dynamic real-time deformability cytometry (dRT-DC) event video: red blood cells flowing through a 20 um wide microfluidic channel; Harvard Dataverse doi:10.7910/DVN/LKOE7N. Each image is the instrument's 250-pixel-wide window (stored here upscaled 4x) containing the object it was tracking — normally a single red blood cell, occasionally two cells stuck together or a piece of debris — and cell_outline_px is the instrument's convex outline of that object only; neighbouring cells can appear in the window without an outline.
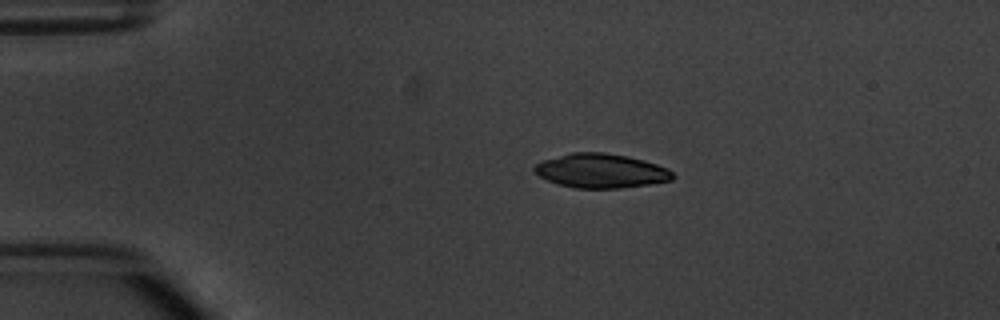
{"species": "common noctule bat (a hibernating species)", "species_latin": "Nyctalus noctula", "temperature_condition": "warm", "stored_images_in_passage": 3, "camera_frame_rate_fps": 3000, "um_per_image_px": 0.085, "animal": {"sex": "male", "body_mass_g": 20.1, "forearm_length_mm": 53.5}, "frame": {"image": 1, "passage_image": 1, "time_ms": 0.0, "image_size_px": [1000, 320], "cell_outline_px": [[676, 176], [672, 180], [648, 184], [620, 188], [576, 188], [560, 184], [548, 180], [540, 176], [532, 168], [536, 164], [544, 160], [572, 152], [604, 152], [628, 156], [644, 160], [668, 168]], "centroid_in_image_um": [51.12, 14.51], "position_along_channel_um": 33.9, "area_um2": 27.4}}